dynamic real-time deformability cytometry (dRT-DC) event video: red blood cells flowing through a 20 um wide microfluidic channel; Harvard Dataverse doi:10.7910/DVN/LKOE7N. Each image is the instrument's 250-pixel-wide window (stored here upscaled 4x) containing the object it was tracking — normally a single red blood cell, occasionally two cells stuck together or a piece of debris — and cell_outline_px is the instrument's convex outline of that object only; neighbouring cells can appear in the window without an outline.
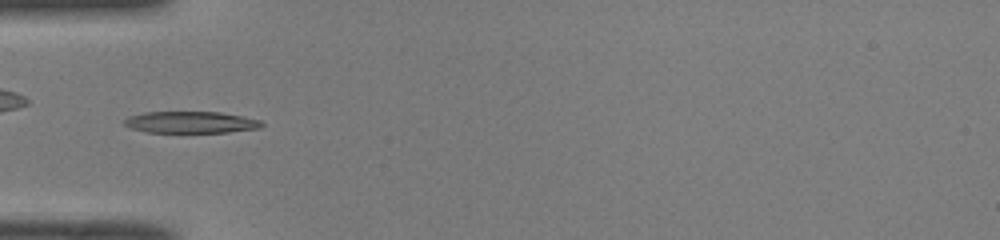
{"species": "common noctule bat (a hibernating species)", "species_latin": "Nyctalus noctula", "temperature_condition": "room temperature", "stored_images_in_passage": 50, "camera_frame_rate_fps": 3000, "um_per_image_px": 0.085, "animal": {"sex": "male", "body_mass_g": 19.0, "forearm_length_mm": 50.8}, "frame": {"image": 1, "passage_image": 17, "time_ms": 5.333, "image_size_px": [1000, 240], "cell_outline_px": [[264, 124], [260, 128], [228, 132], [148, 132], [132, 128], [124, 124], [124, 120], [128, 116], [144, 112], [220, 112], [260, 120]], "centroid_in_image_um": [16.21, 10.39], "position_along_channel_um": 68.8, "area_um2": 17.17}}
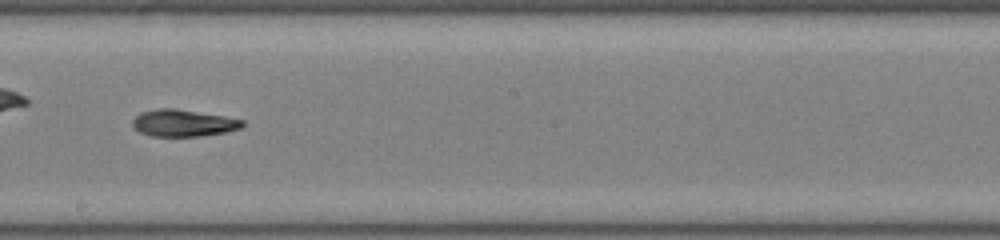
{"frame": {"image": 2, "passage_image": 29, "time_ms": 9.333, "image_size_px": [1000, 240], "cell_outline_px": [[244, 124], [240, 128], [224, 132], [200, 136], [148, 136], [140, 132], [132, 124], [132, 120], [140, 112], [156, 108], [176, 108], [224, 116], [244, 120]], "centroid_in_image_um": [15.55, 10.45], "position_along_channel_um": 232.7, "area_um2": 17.22}}
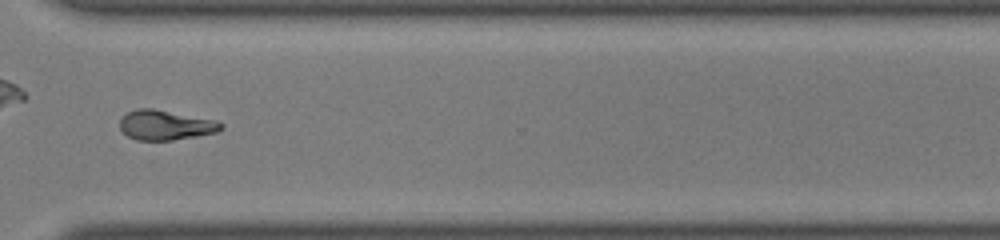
{"frame": {"image": 3, "passage_image": 38, "time_ms": 12.333, "image_size_px": [1000, 240], "cell_outline_px": [[224, 128], [216, 132], [196, 136], [172, 140], [136, 140], [128, 136], [120, 128], [120, 120], [128, 112], [136, 108], [152, 108], [212, 120], [224, 124]], "centroid_in_image_um": [14.04, 10.64], "position_along_channel_um": 356.6, "area_um2": 17.28}, "authors_computed_cell_mechanics": {"area_um2": 17.3978, "velocity_mm_per_s": 4.1081, "shape_relaxation_time_tau1_ms": 4.3316, "shape_relaxation_time_tau2_ms": 3.4288, "deformation_change_tau1": 0.205, "deformation_change_tau2": 0.1196}}